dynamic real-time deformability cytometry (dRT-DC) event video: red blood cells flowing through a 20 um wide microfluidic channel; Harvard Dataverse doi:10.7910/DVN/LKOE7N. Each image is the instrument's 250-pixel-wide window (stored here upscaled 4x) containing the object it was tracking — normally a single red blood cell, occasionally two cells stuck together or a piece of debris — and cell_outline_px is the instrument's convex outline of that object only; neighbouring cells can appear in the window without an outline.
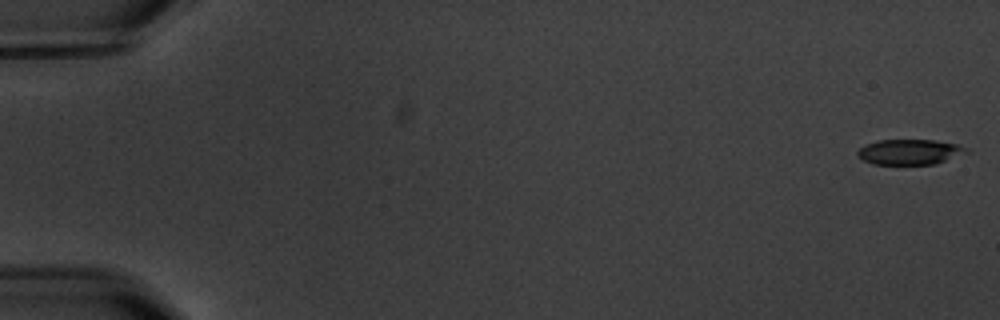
{"species": "common noctule bat (a hibernating species)", "species_latin": "Nyctalus noctula", "temperature_condition": "warm", "stored_images_in_passage": 6, "segment_of_instrument_passage": [1, 2], "camera_frame_rate_fps": 3000, "um_per_image_px": 0.085, "animal": {"sex": "male", "body_mass_g": 20.1, "forearm_length_mm": 53.5}, "frame": {"image": 1, "passage_image": 1, "time_ms": 0.0, "image_size_px": [1000, 320], "cell_outline_px": [[972, 152], [936, 164], [872, 164], [856, 156], [856, 152], [864, 144], [880, 140], [936, 140], [956, 144], [968, 148]], "centroid_in_image_um": [77.36, 12.91], "position_along_channel_um": 7.6, "area_um2": 16.3}}
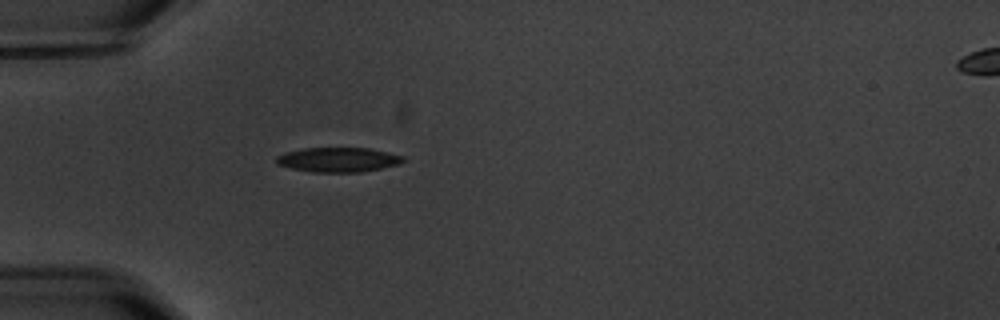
{"frame": {"image": 2, "passage_image": 5, "time_ms": 5.667, "image_size_px": [1000, 320], "cell_outline_px": [[408, 160], [400, 164], [360, 172], [312, 172], [292, 168], [276, 164], [276, 156], [288, 152], [304, 148], [368, 148], [388, 152], [404, 156]], "centroid_in_image_um": [28.79, 13.57], "position_along_channel_um": 56.2, "area_um2": 18.15}}